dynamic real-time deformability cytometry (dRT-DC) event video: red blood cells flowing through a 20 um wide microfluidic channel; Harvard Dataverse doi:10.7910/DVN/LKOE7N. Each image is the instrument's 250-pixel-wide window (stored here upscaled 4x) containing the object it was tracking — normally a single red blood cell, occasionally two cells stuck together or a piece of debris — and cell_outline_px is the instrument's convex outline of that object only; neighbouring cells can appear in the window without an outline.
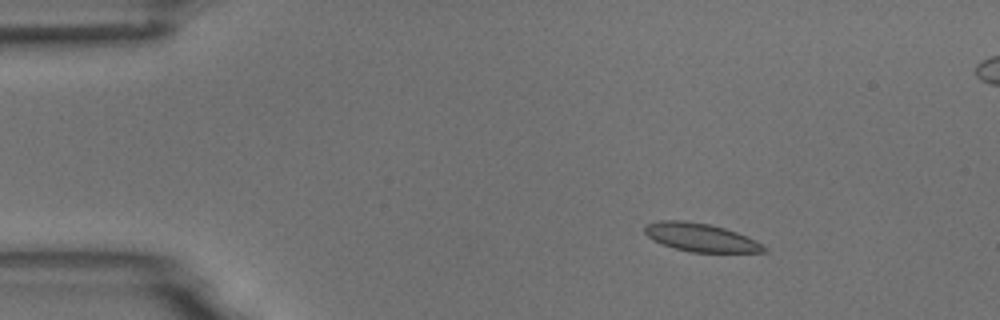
{"species": "common noctule bat (a hibernating species)", "species_latin": "Nyctalus noctula", "temperature_condition": "room temperature", "stored_images_in_passage": 6, "segment_of_instrument_passage": [1, 2], "camera_frame_rate_fps": 3000, "um_per_image_px": 0.085, "animal": {"sex": "male", "body_mass_g": 18.8}, "frame": {"image": 1, "passage_image": 3, "time_ms": 2.333, "image_size_px": [1000, 320], "cell_outline_px": [[768, 252], [692, 252], [676, 248], [652, 240], [644, 232], [644, 224], [660, 220], [684, 220], [708, 224], [724, 228], [736, 232], [756, 240], [768, 248]], "centroid_in_image_um": [59.56, 20.17], "position_along_channel_um": 25.4, "area_um2": 19.59}}